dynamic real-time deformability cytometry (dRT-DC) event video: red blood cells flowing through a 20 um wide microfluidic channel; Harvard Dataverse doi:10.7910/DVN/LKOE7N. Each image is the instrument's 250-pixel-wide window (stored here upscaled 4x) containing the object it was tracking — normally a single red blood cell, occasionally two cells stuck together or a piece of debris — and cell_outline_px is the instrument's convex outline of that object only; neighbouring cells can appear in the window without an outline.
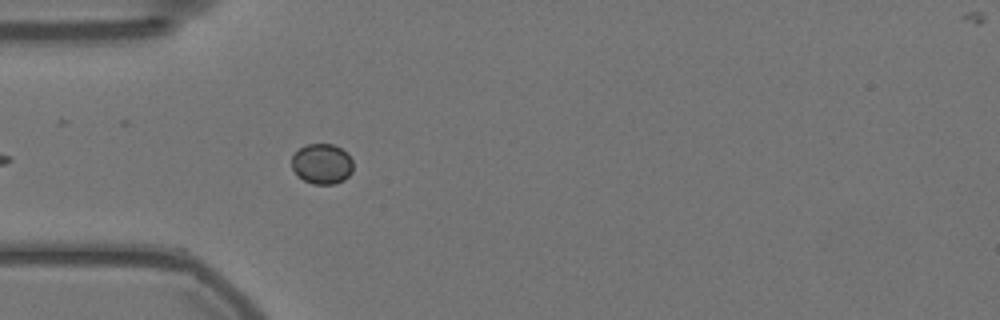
{"species": "Egyptian fruit bat (a non-hibernating species)", "species_latin": "Rousettus aegyptiacus", "temperature_condition": "warm", "stored_images_in_passage": 10, "camera_frame_rate_fps": 3000, "um_per_image_px": 0.085, "animal": {"sex": "female"}, "frame": {"image": 1, "passage_image": 6, "time_ms": 1.667, "image_size_px": [1000, 320], "cell_outline_px": [[352, 172], [344, 180], [336, 184], [312, 184], [296, 176], [292, 168], [292, 156], [300, 148], [308, 144], [332, 144], [348, 152], [352, 160]], "centroid_in_image_um": [27.37, 13.94], "position_along_channel_um": 57.6, "area_um2": 14.57}}